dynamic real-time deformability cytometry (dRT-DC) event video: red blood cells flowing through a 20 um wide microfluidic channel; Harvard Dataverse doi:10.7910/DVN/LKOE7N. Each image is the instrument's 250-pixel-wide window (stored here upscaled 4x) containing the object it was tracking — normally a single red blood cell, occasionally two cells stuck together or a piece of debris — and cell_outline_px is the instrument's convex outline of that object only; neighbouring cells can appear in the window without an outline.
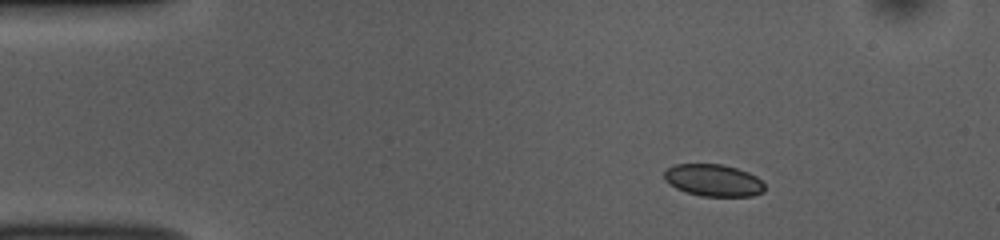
{"species": "common noctule bat (a hibernating species)", "species_latin": "Nyctalus noctula", "temperature_condition": "room temperature", "stored_images_in_passage": 45, "camera_frame_rate_fps": 3000, "um_per_image_px": 0.085, "animal": {"sex": "female", "body_mass_g": 10.0, "forearm_length_mm": 53.1}, "frame": {"image": 1, "passage_image": 1, "time_ms": 0.0, "image_size_px": [1000, 240], "cell_outline_px": [[764, 192], [752, 196], [700, 196], [676, 188], [668, 184], [664, 180], [664, 172], [668, 168], [676, 164], [720, 164], [736, 168], [748, 172], [756, 176], [764, 184]], "centroid_in_image_um": [60.63, 15.33], "position_along_channel_um": 24.4, "area_um2": 18.73}}
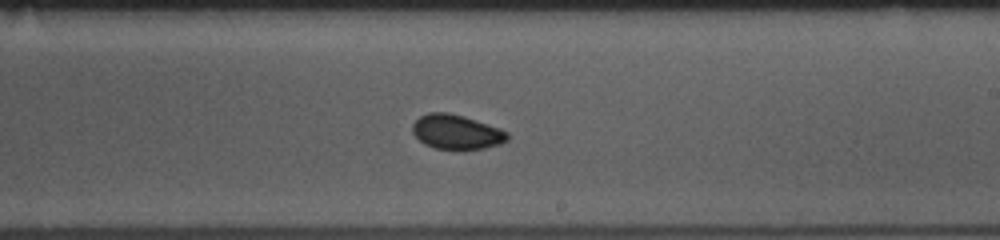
{"frame": {"image": 2, "passage_image": 24, "time_ms": 7.667, "image_size_px": [1000, 240], "cell_outline_px": [[508, 140], [500, 144], [484, 148], [436, 148], [424, 144], [412, 132], [412, 124], [420, 116], [428, 112], [448, 112], [464, 116], [500, 128], [508, 132]], "centroid_in_image_um": [38.8, 11.19], "position_along_channel_um": 250.2, "area_um2": 18.9}}
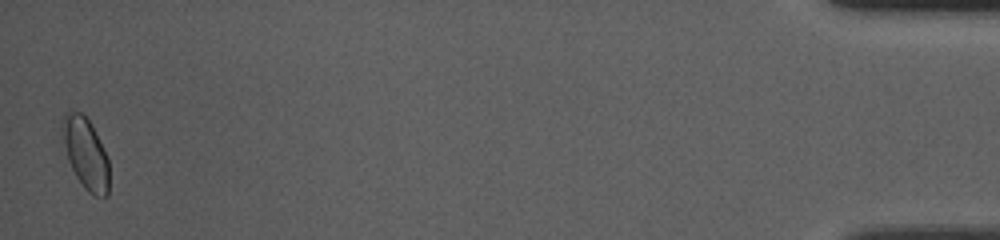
{"frame": {"image": 3, "passage_image": 45, "time_ms": 14.667, "image_size_px": [1000, 240], "cell_outline_px": [[108, 196], [96, 196], [88, 192], [84, 188], [76, 176], [68, 160], [60, 140], [60, 128], [64, 112], [68, 108], [80, 112], [88, 120], [108, 156]], "centroid_in_image_um": [7.21, 12.98], "position_along_channel_um": 428.0, "area_um2": 19.77}, "authors_computed_cell_mechanics": {"area_um2": 18.9006, "velocity_mm_per_s": 3.8169, "shape_relaxation_time_tau1_ms": 2.2209, "shape_relaxation_time_tau2_ms": 2.1681, "deformation_change_tau1": 0.0501, "deformation_change_tau2": 0.0357}}